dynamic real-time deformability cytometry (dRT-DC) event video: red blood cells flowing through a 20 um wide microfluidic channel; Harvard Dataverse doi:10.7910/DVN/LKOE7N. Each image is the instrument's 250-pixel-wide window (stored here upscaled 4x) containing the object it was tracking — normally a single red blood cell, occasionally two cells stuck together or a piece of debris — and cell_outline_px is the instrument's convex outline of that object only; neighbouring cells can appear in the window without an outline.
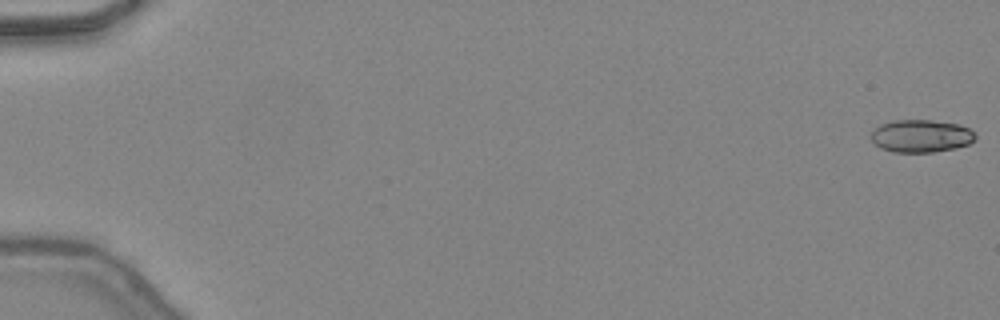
{"species": "common noctule bat (a hibernating species)", "species_latin": "Nyctalus noctula", "temperature_condition": "warm", "stored_images_in_passage": 48, "camera_frame_rate_fps": 3000, "um_per_image_px": 0.085, "animal": {"sex": "female", "body_mass_g": 24.6, "forearm_length_mm": 56.2}, "frame": {"image": 1, "passage_image": 1, "time_ms": 0.0, "image_size_px": [1000, 320], "cell_outline_px": [[976, 140], [968, 144], [956, 148], [932, 152], [892, 152], [880, 148], [872, 140], [872, 132], [880, 124], [896, 120], [932, 120], [960, 124], [968, 128], [976, 136]], "centroid_in_image_um": [78.31, 11.56], "position_along_channel_um": 6.7, "area_um2": 19.83}}
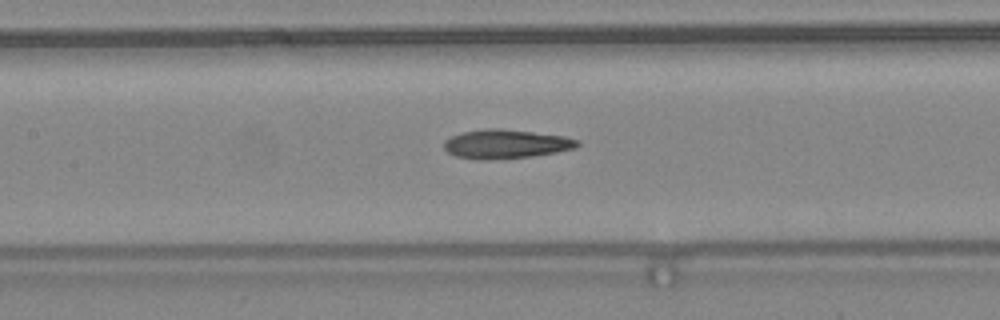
{"frame": {"image": 2, "passage_image": 24, "time_ms": 7.667, "image_size_px": [1000, 320], "cell_outline_px": [[580, 144], [576, 148], [556, 152], [532, 156], [488, 160], [480, 160], [456, 156], [448, 152], [444, 148], [444, 140], [452, 136], [464, 132], [484, 128], [500, 128], [564, 136], [580, 140]], "centroid_in_image_um": [43.01, 12.24], "position_along_channel_um": 164.4, "area_um2": 22.54}}
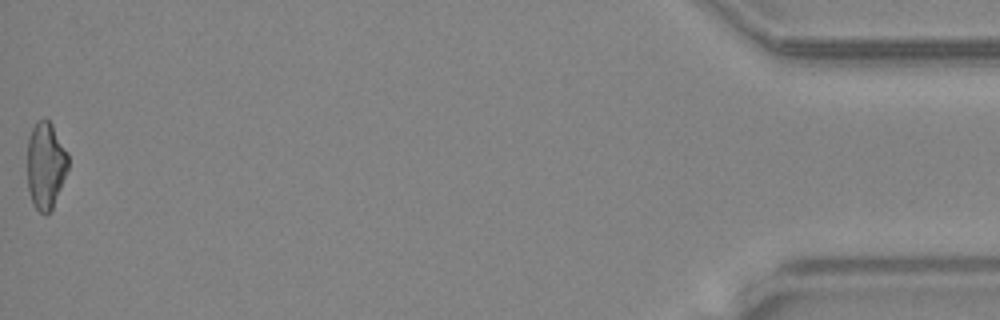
{"frame": {"image": 3, "passage_image": 48, "time_ms": 15.667, "image_size_px": [1000, 320], "cell_outline_px": [[68, 168], [52, 208], [44, 216], [32, 204], [28, 188], [28, 136], [36, 120], [44, 116], [52, 124], [68, 152]], "centroid_in_image_um": [3.87, 14.01], "position_along_channel_um": 431.3, "area_um2": 20.75}, "authors_computed_cell_mechanics": {"area_um2": 21.5594, "velocity_mm_per_s": 4.4694, "shape_relaxation_time_tau1_ms": null, "shape_relaxation_time_tau2_ms": 3.9739, "deformation_change_tau1": null, "deformation_change_tau2": 0.1566}}